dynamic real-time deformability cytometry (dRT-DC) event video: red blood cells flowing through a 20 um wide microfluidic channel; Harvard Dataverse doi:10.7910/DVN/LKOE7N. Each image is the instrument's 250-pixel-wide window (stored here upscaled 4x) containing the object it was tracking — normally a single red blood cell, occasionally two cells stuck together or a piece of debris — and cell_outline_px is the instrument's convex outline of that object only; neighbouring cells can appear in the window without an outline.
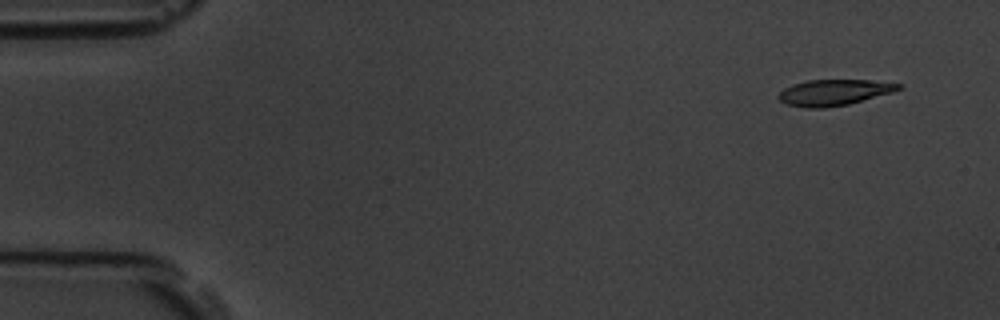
{"species": "common noctule bat (a hibernating species)", "species_latin": "Nyctalus noctula", "temperature_condition": "room temperature", "stored_images_in_passage": 7, "camera_frame_rate_fps": 3000, "um_per_image_px": 0.085, "animal": {"sex": "male", "body_mass_g": 19.5, "forearm_length_mm": 54.6}, "frame": {"image": 1, "passage_image": 1, "time_ms": 0.0, "image_size_px": [1000, 320], "cell_outline_px": [[904, 88], [892, 92], [848, 104], [824, 108], [804, 108], [788, 104], [780, 100], [776, 96], [784, 88], [792, 84], [808, 80], [868, 80], [904, 84]], "centroid_in_image_um": [70.89, 7.85], "position_along_channel_um": 14.1, "area_um2": 18.15}}
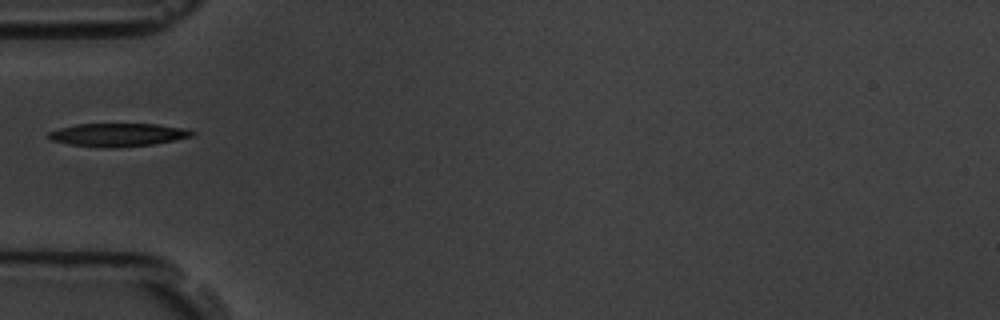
{"frame": {"image": 2, "passage_image": 5, "time_ms": 4.667, "image_size_px": [1000, 320], "cell_outline_px": [[196, 136], [152, 144], [116, 148], [100, 148], [68, 144], [52, 140], [44, 136], [48, 132], [60, 128], [76, 124], [156, 124], [184, 128], [196, 132]], "centroid_in_image_um": [10.01, 11.46], "position_along_channel_um": 75.0, "area_um2": 19.59}}
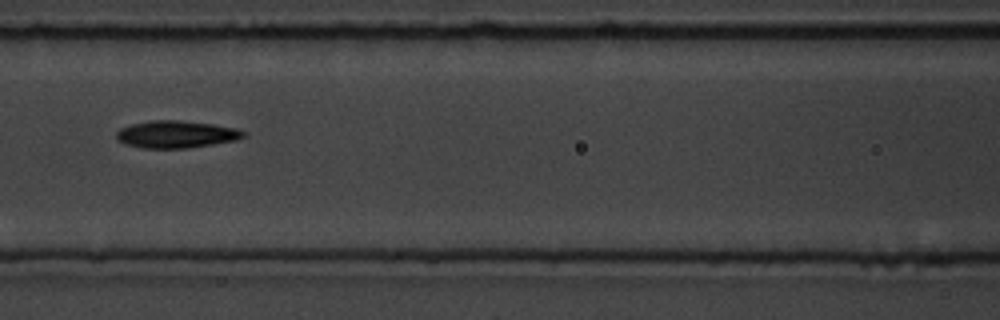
{"frame": {"image": 3, "passage_image": 7, "time_ms": 6.667, "image_size_px": [1000, 320], "cell_outline_px": [[248, 136], [236, 140], [188, 148], [144, 148], [124, 144], [116, 140], [116, 132], [120, 128], [132, 124], [152, 120], [180, 120], [212, 124], [236, 128], [248, 132]], "centroid_in_image_um": [14.99, 11.41], "position_along_channel_um": 151.6, "area_um2": 20.35}}